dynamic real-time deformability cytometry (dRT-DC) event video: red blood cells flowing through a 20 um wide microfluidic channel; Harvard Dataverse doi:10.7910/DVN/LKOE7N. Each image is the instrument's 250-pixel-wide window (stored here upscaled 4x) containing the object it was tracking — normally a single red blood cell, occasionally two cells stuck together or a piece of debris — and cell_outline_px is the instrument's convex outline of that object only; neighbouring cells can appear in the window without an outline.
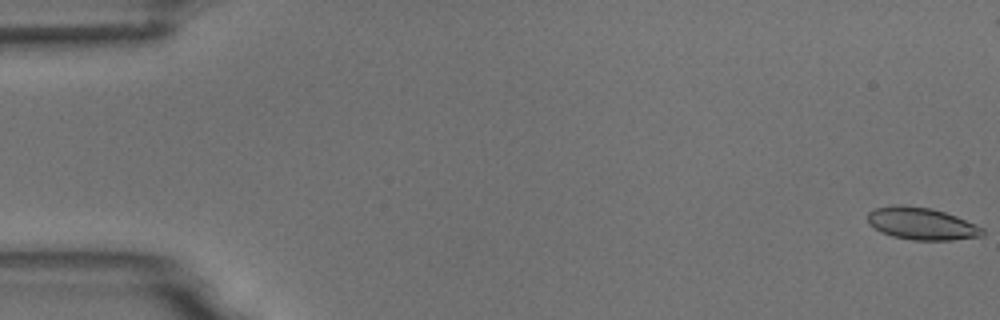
{"species": "common noctule bat (a hibernating species)", "species_latin": "Nyctalus noctula", "temperature_condition": "room temperature", "stored_images_in_passage": 5, "camera_frame_rate_fps": 3000, "um_per_image_px": 0.085, "animal": {"sex": "male", "body_mass_g": 18.8}, "frame": {"image": 1, "passage_image": 1, "time_ms": 0.0, "image_size_px": [1000, 320], "cell_outline_px": [[984, 236], [952, 240], [912, 240], [892, 236], [880, 232], [868, 224], [868, 212], [876, 208], [892, 204], [900, 204], [928, 208], [944, 212], [956, 216], [984, 228]], "centroid_in_image_um": [78.32, 19.01], "position_along_channel_um": 6.7, "area_um2": 21.68}}
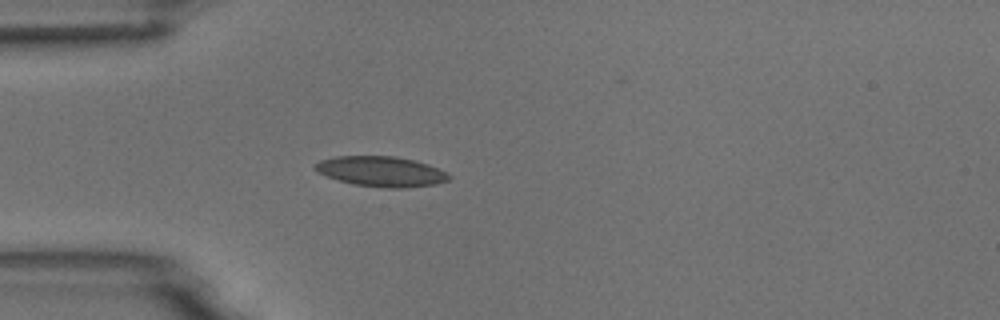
{"frame": {"image": 2, "passage_image": 5, "time_ms": 5.0, "image_size_px": [1000, 320], "cell_outline_px": [[452, 176], [448, 180], [436, 184], [404, 188], [384, 188], [352, 184], [316, 172], [312, 168], [320, 160], [336, 156], [392, 156], [412, 160], [428, 164]], "centroid_in_image_um": [32.37, 14.58], "position_along_channel_um": 52.6, "area_um2": 23.41}}